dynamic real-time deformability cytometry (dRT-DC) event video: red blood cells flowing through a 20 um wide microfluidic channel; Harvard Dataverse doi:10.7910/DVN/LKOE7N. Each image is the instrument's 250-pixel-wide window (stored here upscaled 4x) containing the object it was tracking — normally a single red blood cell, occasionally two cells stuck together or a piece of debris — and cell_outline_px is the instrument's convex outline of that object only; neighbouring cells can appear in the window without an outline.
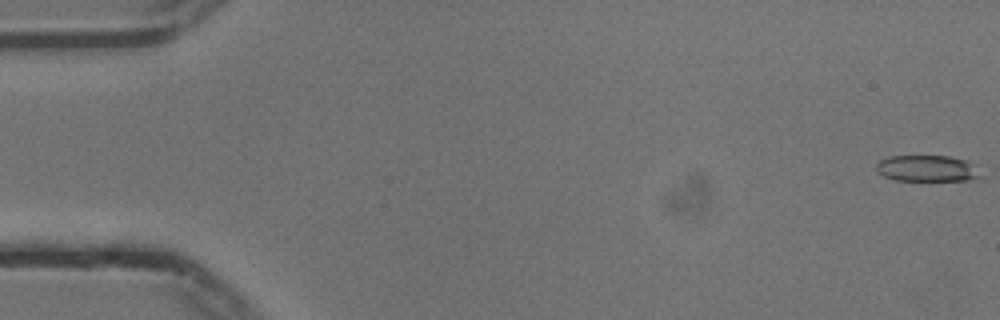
{"species": "common noctule bat (a hibernating species)", "species_latin": "Nyctalus noctula", "temperature_condition": "cold", "stored_images_in_passage": 9, "camera_frame_rate_fps": 3000, "um_per_image_px": 0.085, "animal": {"sex": "male", "body_mass_g": 13.3}, "frame": {"image": 1, "passage_image": 1, "time_ms": 0.0, "image_size_px": [1000, 320], "cell_outline_px": [[984, 176], [980, 180], [896, 180], [884, 176], [876, 168], [876, 164], [880, 160], [888, 156], [948, 156], [968, 160]], "centroid_in_image_um": [78.87, 14.32], "position_along_channel_um": 6.1, "area_um2": 16.07}}